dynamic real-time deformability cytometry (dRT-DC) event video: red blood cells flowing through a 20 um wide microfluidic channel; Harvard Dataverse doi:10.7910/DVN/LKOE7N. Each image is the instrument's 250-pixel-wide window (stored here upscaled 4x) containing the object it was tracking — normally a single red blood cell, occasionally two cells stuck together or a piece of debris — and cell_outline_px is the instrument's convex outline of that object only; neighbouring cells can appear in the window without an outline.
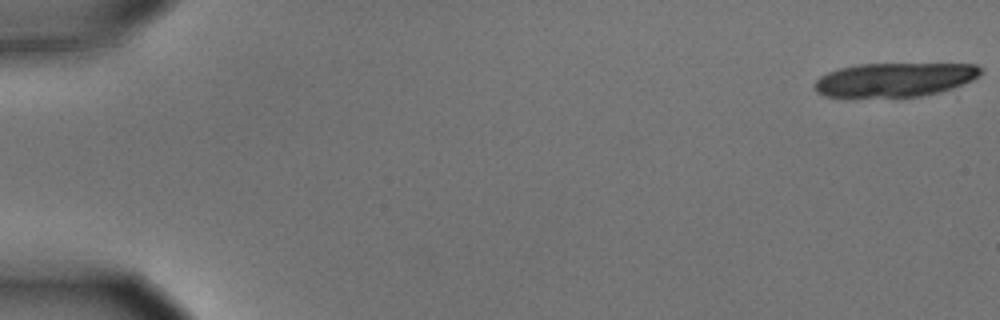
{"species": "common noctule bat (a hibernating species)", "species_latin": "Nyctalus noctula", "temperature_condition": "cold", "stored_images_in_passage": 14, "camera_frame_rate_fps": 3000, "um_per_image_px": 0.085, "animal": {"sex": "male", "body_mass_g": 15.6}, "frame": {"image": 1, "passage_image": 1, "time_ms": 0.0, "image_size_px": [1000, 320], "cell_outline_px": [[984, 72], [980, 76], [972, 80], [952, 88], [940, 92], [920, 96], [824, 96], [816, 92], [812, 84], [820, 76], [828, 72], [840, 68], [860, 64], [976, 64], [984, 68]], "centroid_in_image_um": [76.08, 6.76], "position_along_channel_um": 8.9, "area_um2": 32.77}}